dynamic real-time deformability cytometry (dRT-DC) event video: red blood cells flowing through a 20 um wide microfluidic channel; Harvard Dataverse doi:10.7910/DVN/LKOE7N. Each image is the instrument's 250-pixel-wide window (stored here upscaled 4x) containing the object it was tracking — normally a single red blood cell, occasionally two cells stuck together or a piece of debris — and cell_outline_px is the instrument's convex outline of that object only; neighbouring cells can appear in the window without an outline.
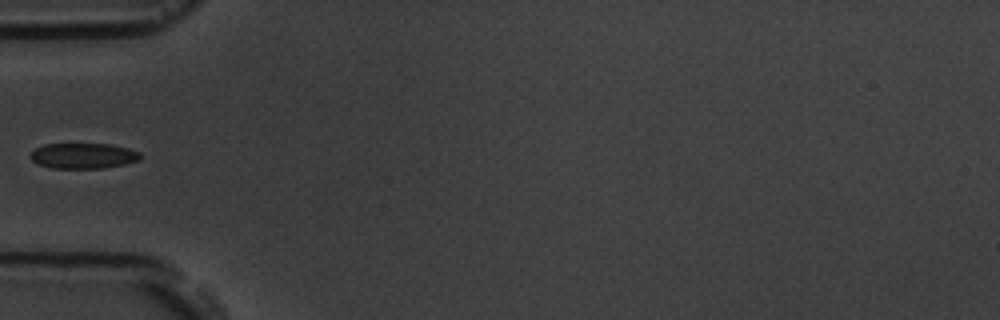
{"species": "common noctule bat (a hibernating species)", "species_latin": "Nyctalus noctula", "temperature_condition": "room temperature", "stored_images_in_passage": 5, "camera_frame_rate_fps": 3000, "um_per_image_px": 0.085, "animal": {"sex": "male", "body_mass_g": 19.5, "forearm_length_mm": 54.6}, "frame": {"image": 1, "passage_image": 4, "time_ms": 3.333, "image_size_px": [1000, 320], "cell_outline_px": [[140, 160], [124, 164], [100, 168], [52, 168], [36, 164], [32, 160], [32, 152], [36, 148], [44, 144], [112, 144], [128, 148], [140, 152]], "centroid_in_image_um": [7.09, 13.24], "position_along_channel_um": 77.9, "area_um2": 16.24}}
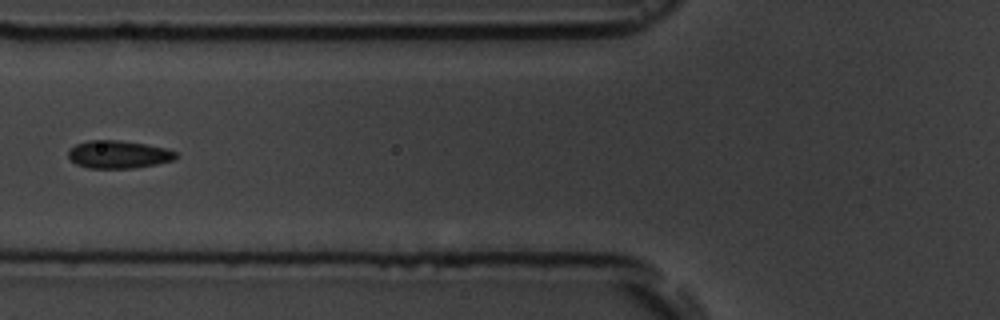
{"frame": {"image": 2, "passage_image": 5, "time_ms": 4.333, "image_size_px": [1000, 320], "cell_outline_px": [[180, 156], [172, 160], [156, 164], [132, 168], [88, 168], [76, 164], [68, 156], [68, 152], [76, 144], [88, 140], [120, 140], [168, 148], [176, 152]], "centroid_in_image_um": [10.09, 13.12], "position_along_channel_um": 115.7, "area_um2": 17.4}}